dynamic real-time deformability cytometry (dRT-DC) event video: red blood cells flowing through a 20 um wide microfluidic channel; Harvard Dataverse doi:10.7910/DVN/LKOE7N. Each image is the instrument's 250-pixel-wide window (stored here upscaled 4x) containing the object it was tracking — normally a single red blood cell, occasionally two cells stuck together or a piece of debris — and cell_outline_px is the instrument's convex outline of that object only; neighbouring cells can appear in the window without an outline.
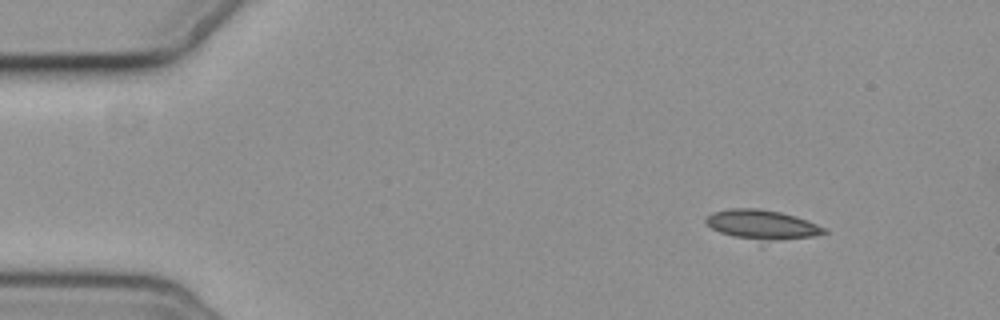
{"species": "common noctule bat (a hibernating species)", "species_latin": "Nyctalus noctula", "temperature_condition": "cold", "stored_images_in_passage": 5, "camera_frame_rate_fps": 3000, "um_per_image_px": 0.085, "animal": {"sex": "female", "body_mass_g": 19.3, "forearm_length_mm": 54.1}, "frame": {"image": 1, "passage_image": 1, "time_ms": 0.0, "image_size_px": [1000, 320], "cell_outline_px": [[828, 232], [812, 236], [760, 248], [720, 232], [712, 228], [704, 220], [712, 212], [732, 208], [756, 208], [780, 212], [816, 224], [824, 228]], "centroid_in_image_um": [64.75, 19.23], "position_along_channel_um": 20.3, "area_um2": 21.85}}
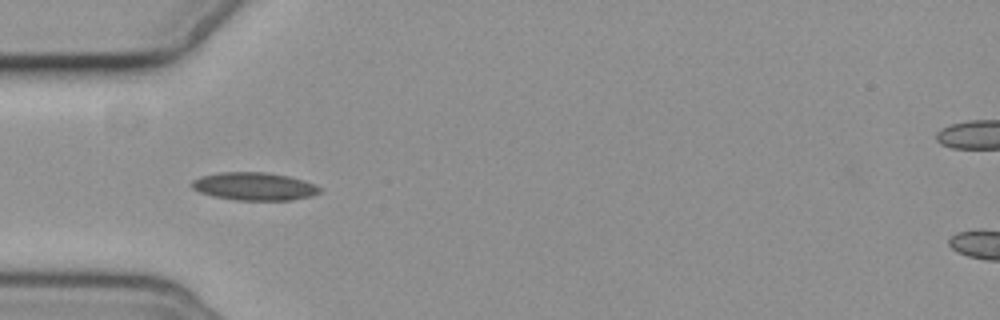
{"frame": {"image": 2, "passage_image": 4, "time_ms": 3.667, "image_size_px": [1000, 320], "cell_outline_px": [[320, 192], [312, 196], [292, 200], [236, 200], [212, 196], [200, 192], [192, 188], [192, 180], [200, 176], [220, 172], [264, 172], [288, 176], [312, 184], [320, 188]], "centroid_in_image_um": [21.57, 15.84], "position_along_channel_um": 63.4, "area_um2": 20.63}}
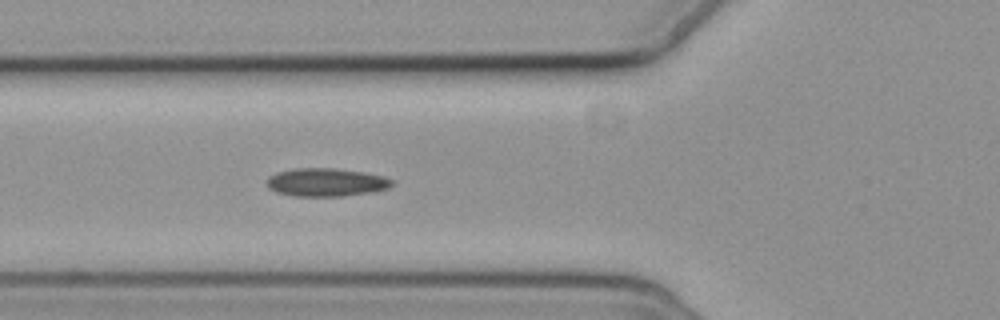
{"frame": {"image": 3, "passage_image": 5, "time_ms": 4.667, "image_size_px": [1000, 320], "cell_outline_px": [[396, 184], [388, 188], [376, 192], [344, 196], [292, 196], [276, 192], [268, 188], [268, 176], [276, 172], [296, 168], [336, 168], [364, 172], [384, 176], [396, 180]], "centroid_in_image_um": [27.79, 15.5], "position_along_channel_um": 98.0, "area_um2": 20.98}}